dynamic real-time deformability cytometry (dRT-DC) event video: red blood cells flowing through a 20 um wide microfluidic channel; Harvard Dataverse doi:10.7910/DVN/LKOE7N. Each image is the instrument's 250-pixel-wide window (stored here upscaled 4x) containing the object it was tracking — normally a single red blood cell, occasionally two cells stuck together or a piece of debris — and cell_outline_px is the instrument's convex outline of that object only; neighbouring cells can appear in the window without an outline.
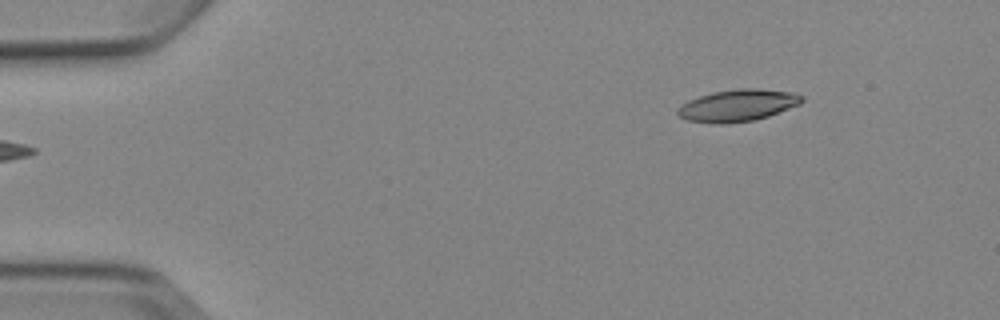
{"species": "Egyptian fruit bat (a non-hibernating species)", "species_latin": "Rousettus aegyptiacus", "temperature_condition": "cold", "stored_images_in_passage": 6, "segment_of_instrument_passage": [2, 2], "camera_frame_rate_fps": 3000, "um_per_image_px": 0.085, "animal": {"sex": "female"}, "frame": {"image": 1, "passage_image": 6, "time_ms": 6.0, "image_size_px": [1000, 320], "cell_outline_px": [[804, 100], [800, 104], [768, 116], [756, 120], [720, 124], [688, 120], [680, 116], [676, 112], [676, 108], [680, 104], [688, 100], [712, 92], [736, 88], [760, 88], [796, 92], [804, 96]], "centroid_in_image_um": [62.73, 8.94], "position_along_channel_um": 22.3, "area_um2": 23.35}}